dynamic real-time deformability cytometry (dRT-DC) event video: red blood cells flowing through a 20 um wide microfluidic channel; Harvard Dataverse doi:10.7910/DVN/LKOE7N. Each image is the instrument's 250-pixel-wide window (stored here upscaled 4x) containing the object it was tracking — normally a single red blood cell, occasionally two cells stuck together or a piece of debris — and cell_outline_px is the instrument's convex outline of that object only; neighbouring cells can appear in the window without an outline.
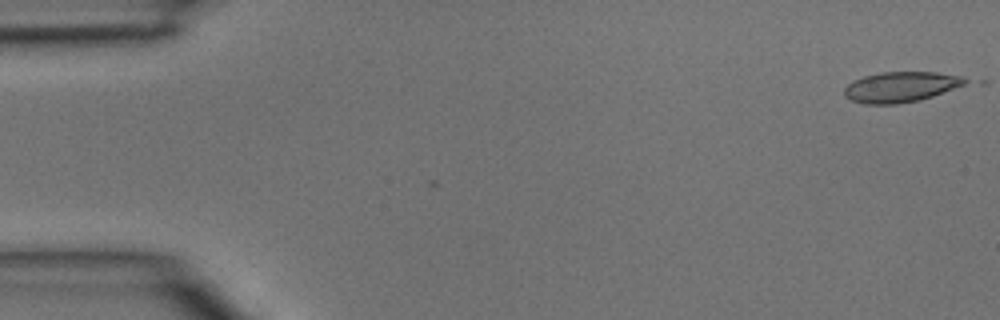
{"species": "common noctule bat (a hibernating species)", "species_latin": "Nyctalus noctula", "temperature_condition": "room temperature", "stored_images_in_passage": 4, "camera_frame_rate_fps": 3000, "um_per_image_px": 0.085, "animal": {"sex": "male", "body_mass_g": 15.6}, "frame": {"image": 1, "passage_image": 1, "time_ms": 0.0, "image_size_px": [1000, 320], "cell_outline_px": [[972, 80], [964, 84], [932, 96], [920, 100], [896, 104], [864, 104], [852, 100], [844, 96], [844, 88], [852, 80], [864, 76], [880, 72], [936, 72], [964, 76]], "centroid_in_image_um": [76.56, 7.38], "position_along_channel_um": 8.4, "area_um2": 21.5}}